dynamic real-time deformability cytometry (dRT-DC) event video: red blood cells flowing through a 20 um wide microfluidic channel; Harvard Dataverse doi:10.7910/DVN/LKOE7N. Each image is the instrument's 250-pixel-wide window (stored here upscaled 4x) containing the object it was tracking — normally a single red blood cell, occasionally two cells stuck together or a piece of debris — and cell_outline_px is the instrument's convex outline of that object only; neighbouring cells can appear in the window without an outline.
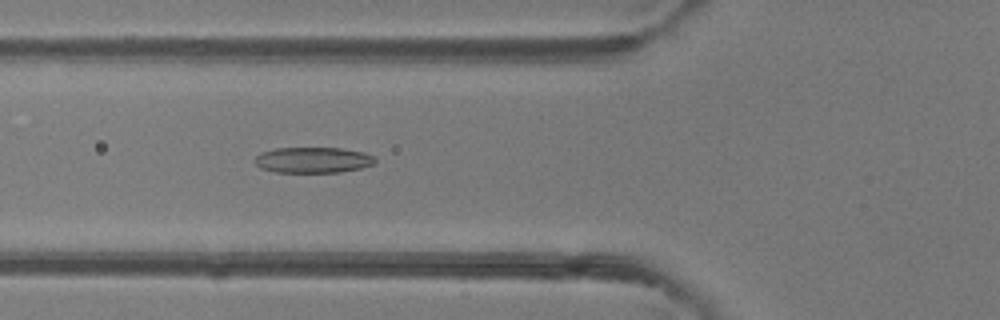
{"species": "common noctule bat (a hibernating species)", "species_latin": "Nyctalus noctula", "temperature_condition": "room temperature", "stored_images_in_passage": 49, "camera_frame_rate_fps": 3000, "um_per_image_px": 0.085, "animal": {"sex": "female"}, "frame": {"image": 1, "passage_image": 18, "time_ms": 5.667, "image_size_px": [1000, 320], "cell_outline_px": [[376, 160], [372, 164], [360, 168], [340, 172], [276, 172], [260, 168], [256, 164], [256, 156], [260, 152], [276, 148], [340, 148], [364, 152], [376, 156]], "centroid_in_image_um": [26.61, 13.59], "position_along_channel_um": 99.2, "area_um2": 18.03}}
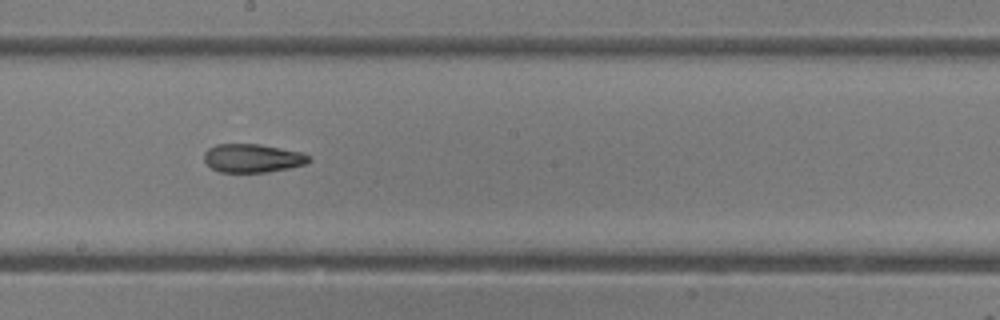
{"frame": {"image": 2, "passage_image": 27, "time_ms": 8.667, "image_size_px": [1000, 320], "cell_outline_px": [[312, 160], [304, 164], [288, 168], [264, 172], [220, 172], [212, 168], [204, 160], [204, 152], [208, 148], [216, 144], [260, 144], [300, 152], [308, 156]], "centroid_in_image_um": [21.43, 13.44], "position_along_channel_um": 226.8, "area_um2": 17.22}}
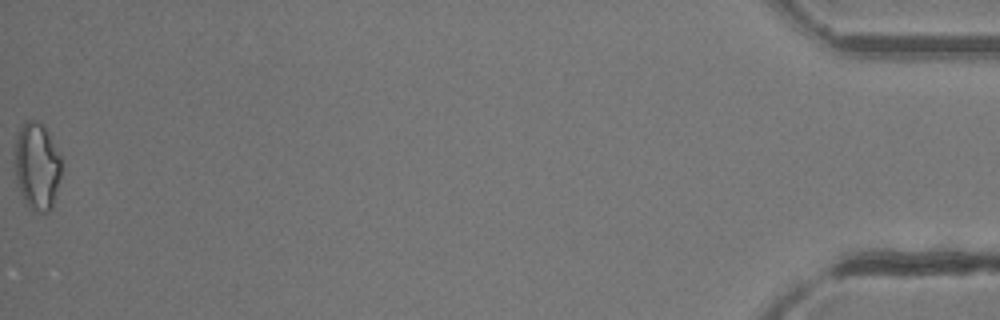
{"frame": {"image": 3, "passage_image": 49, "time_ms": 16.0, "image_size_px": [1000, 320], "cell_outline_px": [[60, 176], [52, 208], [48, 212], [32, 212], [28, 208], [20, 192], [16, 180], [16, 136], [24, 120], [36, 120], [44, 124], [60, 152]], "centroid_in_image_um": [3.15, 14.11], "position_along_channel_um": 432.0, "area_um2": 23.87}, "authors_computed_cell_mechanics": {"area_um2": 18.8428, "velocity_mm_per_s": 4.2261, "shape_relaxation_time_tau1_ms": 5.0175, "shape_relaxation_time_tau2_ms": 2.7467, "deformation_change_tau1": 0.1616, "deformation_change_tau2": 0.1057}}